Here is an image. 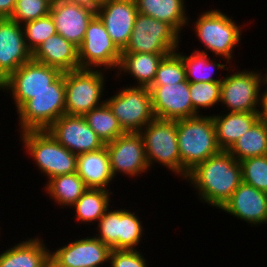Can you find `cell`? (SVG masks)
<instances>
[{"label":"cell","mask_w":267,"mask_h":267,"mask_svg":"<svg viewBox=\"0 0 267 267\" xmlns=\"http://www.w3.org/2000/svg\"><path fill=\"white\" fill-rule=\"evenodd\" d=\"M111 248L95 236L66 243L50 251L51 267H103L109 263ZM106 263V264H105Z\"/></svg>","instance_id":"cell-13"},{"label":"cell","mask_w":267,"mask_h":267,"mask_svg":"<svg viewBox=\"0 0 267 267\" xmlns=\"http://www.w3.org/2000/svg\"><path fill=\"white\" fill-rule=\"evenodd\" d=\"M105 146L114 178L120 173L129 178L137 177L150 170L140 133H124Z\"/></svg>","instance_id":"cell-14"},{"label":"cell","mask_w":267,"mask_h":267,"mask_svg":"<svg viewBox=\"0 0 267 267\" xmlns=\"http://www.w3.org/2000/svg\"><path fill=\"white\" fill-rule=\"evenodd\" d=\"M180 36L167 22L138 13L122 52L171 54L179 48Z\"/></svg>","instance_id":"cell-10"},{"label":"cell","mask_w":267,"mask_h":267,"mask_svg":"<svg viewBox=\"0 0 267 267\" xmlns=\"http://www.w3.org/2000/svg\"><path fill=\"white\" fill-rule=\"evenodd\" d=\"M44 192L56 205L71 207L88 189L77 172L53 177L46 181Z\"/></svg>","instance_id":"cell-29"},{"label":"cell","mask_w":267,"mask_h":267,"mask_svg":"<svg viewBox=\"0 0 267 267\" xmlns=\"http://www.w3.org/2000/svg\"><path fill=\"white\" fill-rule=\"evenodd\" d=\"M189 92L194 112L202 115L199 109L207 110L220 104L221 82L189 83Z\"/></svg>","instance_id":"cell-33"},{"label":"cell","mask_w":267,"mask_h":267,"mask_svg":"<svg viewBox=\"0 0 267 267\" xmlns=\"http://www.w3.org/2000/svg\"><path fill=\"white\" fill-rule=\"evenodd\" d=\"M140 250L111 249L109 256L110 267H148L146 259Z\"/></svg>","instance_id":"cell-39"},{"label":"cell","mask_w":267,"mask_h":267,"mask_svg":"<svg viewBox=\"0 0 267 267\" xmlns=\"http://www.w3.org/2000/svg\"><path fill=\"white\" fill-rule=\"evenodd\" d=\"M32 59L62 72L80 68L78 48L57 33L48 37L32 52Z\"/></svg>","instance_id":"cell-21"},{"label":"cell","mask_w":267,"mask_h":267,"mask_svg":"<svg viewBox=\"0 0 267 267\" xmlns=\"http://www.w3.org/2000/svg\"><path fill=\"white\" fill-rule=\"evenodd\" d=\"M51 4L47 0H16L11 20L20 25L44 17L50 13Z\"/></svg>","instance_id":"cell-37"},{"label":"cell","mask_w":267,"mask_h":267,"mask_svg":"<svg viewBox=\"0 0 267 267\" xmlns=\"http://www.w3.org/2000/svg\"><path fill=\"white\" fill-rule=\"evenodd\" d=\"M167 55L169 54L122 52L116 75L119 78L123 73L130 74L137 80L135 86L150 87L160 62Z\"/></svg>","instance_id":"cell-25"},{"label":"cell","mask_w":267,"mask_h":267,"mask_svg":"<svg viewBox=\"0 0 267 267\" xmlns=\"http://www.w3.org/2000/svg\"><path fill=\"white\" fill-rule=\"evenodd\" d=\"M98 233L94 235L111 249L118 250V209H108L97 223Z\"/></svg>","instance_id":"cell-38"},{"label":"cell","mask_w":267,"mask_h":267,"mask_svg":"<svg viewBox=\"0 0 267 267\" xmlns=\"http://www.w3.org/2000/svg\"><path fill=\"white\" fill-rule=\"evenodd\" d=\"M149 90L155 118L178 120L197 116L187 80L176 84L151 85Z\"/></svg>","instance_id":"cell-16"},{"label":"cell","mask_w":267,"mask_h":267,"mask_svg":"<svg viewBox=\"0 0 267 267\" xmlns=\"http://www.w3.org/2000/svg\"><path fill=\"white\" fill-rule=\"evenodd\" d=\"M56 33L77 48L82 44L88 23L96 15V9L67 0H55L50 7Z\"/></svg>","instance_id":"cell-19"},{"label":"cell","mask_w":267,"mask_h":267,"mask_svg":"<svg viewBox=\"0 0 267 267\" xmlns=\"http://www.w3.org/2000/svg\"><path fill=\"white\" fill-rule=\"evenodd\" d=\"M63 72L33 59L21 65L4 82L0 90L11 93L16 111L35 94L48 88Z\"/></svg>","instance_id":"cell-12"},{"label":"cell","mask_w":267,"mask_h":267,"mask_svg":"<svg viewBox=\"0 0 267 267\" xmlns=\"http://www.w3.org/2000/svg\"><path fill=\"white\" fill-rule=\"evenodd\" d=\"M26 240V241H25ZM20 241L0 254V267H49L50 250L40 237Z\"/></svg>","instance_id":"cell-22"},{"label":"cell","mask_w":267,"mask_h":267,"mask_svg":"<svg viewBox=\"0 0 267 267\" xmlns=\"http://www.w3.org/2000/svg\"><path fill=\"white\" fill-rule=\"evenodd\" d=\"M236 160L267 155V125L259 119L228 150Z\"/></svg>","instance_id":"cell-30"},{"label":"cell","mask_w":267,"mask_h":267,"mask_svg":"<svg viewBox=\"0 0 267 267\" xmlns=\"http://www.w3.org/2000/svg\"><path fill=\"white\" fill-rule=\"evenodd\" d=\"M193 24L196 37L206 48L202 50L197 48L194 51L209 54L210 50L216 58L223 57L231 63L234 47L236 48L241 42V28L244 24L239 26L232 17L212 8L210 11L200 13Z\"/></svg>","instance_id":"cell-3"},{"label":"cell","mask_w":267,"mask_h":267,"mask_svg":"<svg viewBox=\"0 0 267 267\" xmlns=\"http://www.w3.org/2000/svg\"><path fill=\"white\" fill-rule=\"evenodd\" d=\"M220 210L251 227L267 224V193L242 181Z\"/></svg>","instance_id":"cell-20"},{"label":"cell","mask_w":267,"mask_h":267,"mask_svg":"<svg viewBox=\"0 0 267 267\" xmlns=\"http://www.w3.org/2000/svg\"><path fill=\"white\" fill-rule=\"evenodd\" d=\"M46 130L62 146L76 155L105 147L84 116L63 114Z\"/></svg>","instance_id":"cell-15"},{"label":"cell","mask_w":267,"mask_h":267,"mask_svg":"<svg viewBox=\"0 0 267 267\" xmlns=\"http://www.w3.org/2000/svg\"><path fill=\"white\" fill-rule=\"evenodd\" d=\"M28 49L33 52L48 37L56 34L55 23L50 13L22 25Z\"/></svg>","instance_id":"cell-35"},{"label":"cell","mask_w":267,"mask_h":267,"mask_svg":"<svg viewBox=\"0 0 267 267\" xmlns=\"http://www.w3.org/2000/svg\"><path fill=\"white\" fill-rule=\"evenodd\" d=\"M105 103L126 133H139L155 118L149 87L127 85Z\"/></svg>","instance_id":"cell-9"},{"label":"cell","mask_w":267,"mask_h":267,"mask_svg":"<svg viewBox=\"0 0 267 267\" xmlns=\"http://www.w3.org/2000/svg\"><path fill=\"white\" fill-rule=\"evenodd\" d=\"M112 193L110 190L88 188L71 206L75 209L76 220L81 224L94 225L110 208Z\"/></svg>","instance_id":"cell-28"},{"label":"cell","mask_w":267,"mask_h":267,"mask_svg":"<svg viewBox=\"0 0 267 267\" xmlns=\"http://www.w3.org/2000/svg\"><path fill=\"white\" fill-rule=\"evenodd\" d=\"M216 140L221 150L228 151L233 144L260 119L259 112H227L212 115Z\"/></svg>","instance_id":"cell-24"},{"label":"cell","mask_w":267,"mask_h":267,"mask_svg":"<svg viewBox=\"0 0 267 267\" xmlns=\"http://www.w3.org/2000/svg\"><path fill=\"white\" fill-rule=\"evenodd\" d=\"M135 3L140 14L167 22L180 35L183 27L190 23L185 0H135Z\"/></svg>","instance_id":"cell-26"},{"label":"cell","mask_w":267,"mask_h":267,"mask_svg":"<svg viewBox=\"0 0 267 267\" xmlns=\"http://www.w3.org/2000/svg\"><path fill=\"white\" fill-rule=\"evenodd\" d=\"M67 1L74 2L87 7H92L94 9H96L102 2V0H67Z\"/></svg>","instance_id":"cell-42"},{"label":"cell","mask_w":267,"mask_h":267,"mask_svg":"<svg viewBox=\"0 0 267 267\" xmlns=\"http://www.w3.org/2000/svg\"><path fill=\"white\" fill-rule=\"evenodd\" d=\"M135 0H102L96 15L122 51L128 44L138 14Z\"/></svg>","instance_id":"cell-17"},{"label":"cell","mask_w":267,"mask_h":267,"mask_svg":"<svg viewBox=\"0 0 267 267\" xmlns=\"http://www.w3.org/2000/svg\"><path fill=\"white\" fill-rule=\"evenodd\" d=\"M239 162L242 181L267 193V155L249 157Z\"/></svg>","instance_id":"cell-36"},{"label":"cell","mask_w":267,"mask_h":267,"mask_svg":"<svg viewBox=\"0 0 267 267\" xmlns=\"http://www.w3.org/2000/svg\"><path fill=\"white\" fill-rule=\"evenodd\" d=\"M264 87L266 89H263L262 95H261V105H260V119L267 125V87L264 83Z\"/></svg>","instance_id":"cell-41"},{"label":"cell","mask_w":267,"mask_h":267,"mask_svg":"<svg viewBox=\"0 0 267 267\" xmlns=\"http://www.w3.org/2000/svg\"><path fill=\"white\" fill-rule=\"evenodd\" d=\"M177 142L183 179L196 165L221 151L211 114L178 119Z\"/></svg>","instance_id":"cell-2"},{"label":"cell","mask_w":267,"mask_h":267,"mask_svg":"<svg viewBox=\"0 0 267 267\" xmlns=\"http://www.w3.org/2000/svg\"><path fill=\"white\" fill-rule=\"evenodd\" d=\"M17 114L20 132L46 130L65 114L64 72L47 89L26 101Z\"/></svg>","instance_id":"cell-6"},{"label":"cell","mask_w":267,"mask_h":267,"mask_svg":"<svg viewBox=\"0 0 267 267\" xmlns=\"http://www.w3.org/2000/svg\"><path fill=\"white\" fill-rule=\"evenodd\" d=\"M27 154L47 179L71 174L77 170V155L62 146L47 130L20 132Z\"/></svg>","instance_id":"cell-4"},{"label":"cell","mask_w":267,"mask_h":267,"mask_svg":"<svg viewBox=\"0 0 267 267\" xmlns=\"http://www.w3.org/2000/svg\"><path fill=\"white\" fill-rule=\"evenodd\" d=\"M105 72L107 70L102 68H79L64 72L66 115L84 116L105 103L101 99L106 87Z\"/></svg>","instance_id":"cell-5"},{"label":"cell","mask_w":267,"mask_h":267,"mask_svg":"<svg viewBox=\"0 0 267 267\" xmlns=\"http://www.w3.org/2000/svg\"><path fill=\"white\" fill-rule=\"evenodd\" d=\"M122 51L112 41L104 24L95 15L88 23L81 46L78 48L80 68L118 69Z\"/></svg>","instance_id":"cell-11"},{"label":"cell","mask_w":267,"mask_h":267,"mask_svg":"<svg viewBox=\"0 0 267 267\" xmlns=\"http://www.w3.org/2000/svg\"><path fill=\"white\" fill-rule=\"evenodd\" d=\"M144 141L149 168L160 164L181 177V158L177 142V120L154 118L139 132Z\"/></svg>","instance_id":"cell-7"},{"label":"cell","mask_w":267,"mask_h":267,"mask_svg":"<svg viewBox=\"0 0 267 267\" xmlns=\"http://www.w3.org/2000/svg\"><path fill=\"white\" fill-rule=\"evenodd\" d=\"M50 4H52L55 0H47Z\"/></svg>","instance_id":"cell-44"},{"label":"cell","mask_w":267,"mask_h":267,"mask_svg":"<svg viewBox=\"0 0 267 267\" xmlns=\"http://www.w3.org/2000/svg\"><path fill=\"white\" fill-rule=\"evenodd\" d=\"M143 233L144 227L137 214L125 208L118 209V250L138 249Z\"/></svg>","instance_id":"cell-32"},{"label":"cell","mask_w":267,"mask_h":267,"mask_svg":"<svg viewBox=\"0 0 267 267\" xmlns=\"http://www.w3.org/2000/svg\"><path fill=\"white\" fill-rule=\"evenodd\" d=\"M84 117L90 128L99 136L104 144L110 143L126 133L106 103L90 110Z\"/></svg>","instance_id":"cell-31"},{"label":"cell","mask_w":267,"mask_h":267,"mask_svg":"<svg viewBox=\"0 0 267 267\" xmlns=\"http://www.w3.org/2000/svg\"><path fill=\"white\" fill-rule=\"evenodd\" d=\"M31 59L22 25L10 18L0 19V84Z\"/></svg>","instance_id":"cell-18"},{"label":"cell","mask_w":267,"mask_h":267,"mask_svg":"<svg viewBox=\"0 0 267 267\" xmlns=\"http://www.w3.org/2000/svg\"><path fill=\"white\" fill-rule=\"evenodd\" d=\"M267 72V71H266ZM264 82H265V84L267 85V73H265V75H264Z\"/></svg>","instance_id":"cell-43"},{"label":"cell","mask_w":267,"mask_h":267,"mask_svg":"<svg viewBox=\"0 0 267 267\" xmlns=\"http://www.w3.org/2000/svg\"><path fill=\"white\" fill-rule=\"evenodd\" d=\"M184 180L197 190L202 203L221 209L242 182L241 165L232 154L221 150L196 165Z\"/></svg>","instance_id":"cell-1"},{"label":"cell","mask_w":267,"mask_h":267,"mask_svg":"<svg viewBox=\"0 0 267 267\" xmlns=\"http://www.w3.org/2000/svg\"><path fill=\"white\" fill-rule=\"evenodd\" d=\"M179 49H177V53L182 57L184 66H185V72H186V80L189 83H203V82H221L224 78L217 77L215 78L214 72L216 69H224L229 70V68H232L229 64V61H226L225 63H222L223 58H219V61L215 58L210 59L211 57L209 54H204L200 52L193 51L189 56L183 52H178ZM216 60V61H215ZM222 63V64H221ZM229 65L228 67L226 65ZM226 68V69H225Z\"/></svg>","instance_id":"cell-27"},{"label":"cell","mask_w":267,"mask_h":267,"mask_svg":"<svg viewBox=\"0 0 267 267\" xmlns=\"http://www.w3.org/2000/svg\"><path fill=\"white\" fill-rule=\"evenodd\" d=\"M77 174L88 188L107 189L115 179L106 146L102 149L77 155Z\"/></svg>","instance_id":"cell-23"},{"label":"cell","mask_w":267,"mask_h":267,"mask_svg":"<svg viewBox=\"0 0 267 267\" xmlns=\"http://www.w3.org/2000/svg\"><path fill=\"white\" fill-rule=\"evenodd\" d=\"M185 80V66L182 57L176 51L162 59L152 85L176 84Z\"/></svg>","instance_id":"cell-34"},{"label":"cell","mask_w":267,"mask_h":267,"mask_svg":"<svg viewBox=\"0 0 267 267\" xmlns=\"http://www.w3.org/2000/svg\"><path fill=\"white\" fill-rule=\"evenodd\" d=\"M16 0H0V19L11 18Z\"/></svg>","instance_id":"cell-40"},{"label":"cell","mask_w":267,"mask_h":267,"mask_svg":"<svg viewBox=\"0 0 267 267\" xmlns=\"http://www.w3.org/2000/svg\"><path fill=\"white\" fill-rule=\"evenodd\" d=\"M234 70L230 74L229 68V75L221 81L220 103L228 112H260L264 74L258 70Z\"/></svg>","instance_id":"cell-8"}]
</instances>
